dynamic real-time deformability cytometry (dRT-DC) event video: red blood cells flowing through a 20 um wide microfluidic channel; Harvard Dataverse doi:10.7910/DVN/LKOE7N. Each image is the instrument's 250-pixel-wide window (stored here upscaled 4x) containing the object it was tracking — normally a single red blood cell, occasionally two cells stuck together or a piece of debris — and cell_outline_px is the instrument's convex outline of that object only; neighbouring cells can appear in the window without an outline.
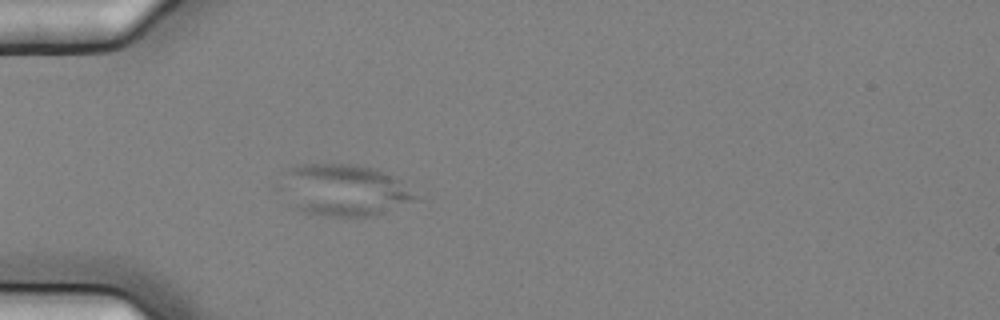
{"species": "common noctule bat (a hibernating species)", "species_latin": "Nyctalus noctula", "temperature_condition": "cold", "stored_images_in_passage": 4, "camera_frame_rate_fps": 3000, "um_per_image_px": 0.085, "animal": {"sex": "female", "body_mass_g": 25.1}, "frame": {"image": 1, "passage_image": 4, "time_ms": 1.0, "image_size_px": [1000, 320], "cell_outline_px": [[420, 196], [416, 200], [384, 212], [368, 216], [332, 216], [300, 212], [288, 204], [276, 188], [276, 184], [288, 168], [304, 164], [352, 164], [372, 168], [400, 180]], "centroid_in_image_um": [29.12, 16.16], "position_along_channel_um": 55.9, "area_um2": 41.1}}